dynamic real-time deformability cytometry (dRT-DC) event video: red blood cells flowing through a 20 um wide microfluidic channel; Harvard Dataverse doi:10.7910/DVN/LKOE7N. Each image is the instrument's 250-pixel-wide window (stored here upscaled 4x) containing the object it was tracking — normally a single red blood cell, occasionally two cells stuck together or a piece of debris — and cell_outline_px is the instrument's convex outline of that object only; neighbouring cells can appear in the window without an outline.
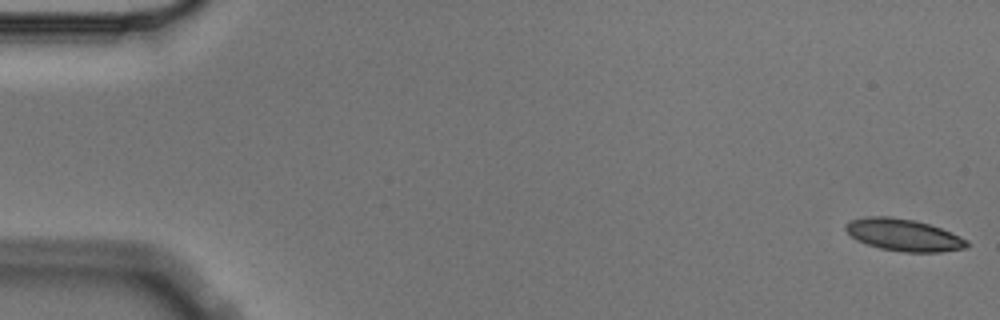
{"species": "Egyptian fruit bat (a non-hibernating species)", "species_latin": "Rousettus aegyptiacus", "temperature_condition": "cold", "stored_images_in_passage": 6, "camera_frame_rate_fps": 3000, "um_per_image_px": 0.085, "animal": {"sex": "male"}, "frame": {"image": 1, "passage_image": 1, "time_ms": 0.0, "image_size_px": [1000, 320], "cell_outline_px": [[968, 248], [940, 252], [904, 252], [880, 248], [868, 244], [852, 236], [844, 228], [844, 224], [852, 220], [872, 216], [888, 216], [916, 220], [940, 228], [960, 236], [968, 240]], "centroid_in_image_um": [76.85, 19.97], "position_along_channel_um": 8.2, "area_um2": 22.43}}